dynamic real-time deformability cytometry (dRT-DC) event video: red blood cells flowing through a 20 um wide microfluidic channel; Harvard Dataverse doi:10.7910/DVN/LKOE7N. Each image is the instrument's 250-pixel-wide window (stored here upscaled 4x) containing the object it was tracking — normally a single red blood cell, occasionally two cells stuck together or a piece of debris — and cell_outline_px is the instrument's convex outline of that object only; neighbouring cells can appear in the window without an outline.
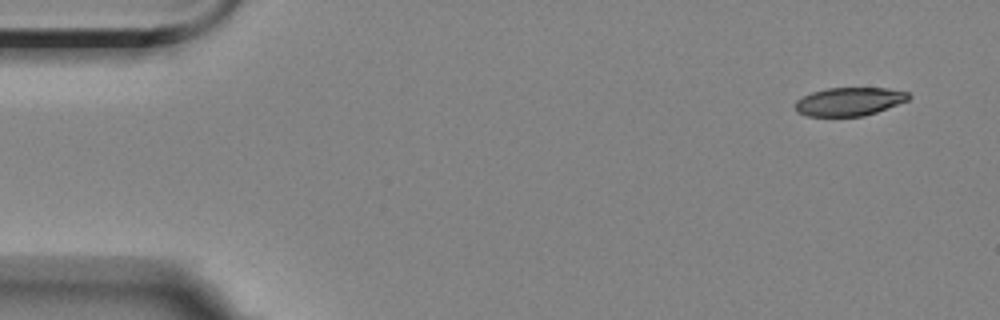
{"species": "Egyptian fruit bat (a non-hibernating species)", "species_latin": "Rousettus aegyptiacus", "temperature_condition": "room temperature", "stored_images_in_passage": 8, "camera_frame_rate_fps": 3000, "um_per_image_px": 0.085, "animal": {"sex": "female"}, "frame": {"image": 1, "passage_image": 1, "time_ms": 0.0, "image_size_px": [1000, 320], "cell_outline_px": [[912, 96], [908, 100], [876, 112], [864, 116], [808, 116], [796, 112], [796, 100], [812, 92], [828, 88], [888, 88], [908, 92]], "centroid_in_image_um": [72.2, 8.63], "position_along_channel_um": 12.8, "area_um2": 18.67}}
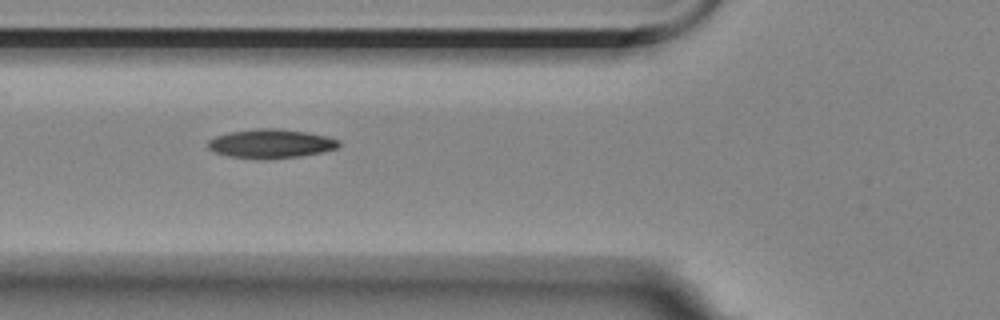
{"frame": {"image": 2, "passage_image": 6, "time_ms": 5.667, "image_size_px": [1000, 320], "cell_outline_px": [[340, 144], [336, 148], [324, 152], [300, 156], [264, 160], [260, 160], [228, 156], [216, 152], [208, 148], [208, 140], [216, 136], [228, 132], [256, 128], [276, 128], [308, 132], [328, 136], [340, 140]], "centroid_in_image_um": [23.03, 12.21], "position_along_channel_um": 102.8, "area_um2": 22.43}}
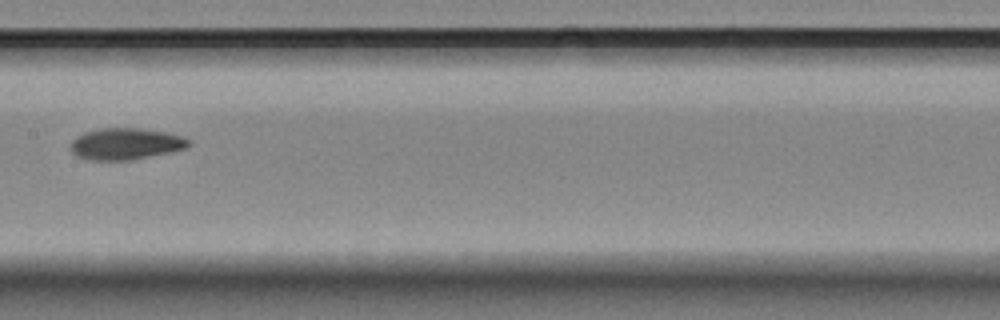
{"frame": {"image": 3, "passage_image": 8, "time_ms": 8.333, "image_size_px": [1000, 320], "cell_outline_px": [[192, 144], [188, 148], [132, 160], [92, 160], [76, 156], [72, 152], [72, 140], [76, 136], [84, 132], [100, 128], [140, 128], [164, 132], [180, 136], [192, 140]], "centroid_in_image_um": [10.71, 12.22], "position_along_channel_um": 196.7, "area_um2": 21.73}}